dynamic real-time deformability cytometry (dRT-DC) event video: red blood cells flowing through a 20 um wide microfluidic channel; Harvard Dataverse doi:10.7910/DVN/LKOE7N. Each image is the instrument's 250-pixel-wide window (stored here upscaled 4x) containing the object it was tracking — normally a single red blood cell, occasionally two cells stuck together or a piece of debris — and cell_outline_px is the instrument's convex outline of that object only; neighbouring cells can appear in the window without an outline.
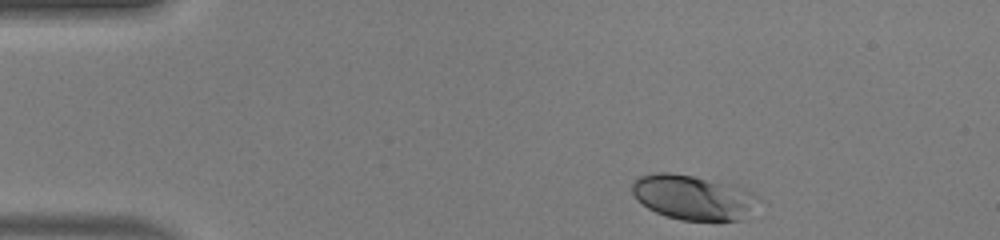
{"species": "human", "species_latin": "Homo sapiens", "temperature_condition": "warm", "stored_images_in_passage": 42, "camera_frame_rate_fps": 3000, "um_per_image_px": 0.085, "donor": {"sex": "male"}, "frame": {"image": 1, "passage_image": 1, "time_ms": 0.0, "image_size_px": [1000, 240], "cell_outline_px": [[756, 196], [740, 220], [716, 224], [680, 220], [664, 216], [648, 208], [636, 200], [632, 192], [632, 180], [640, 176], [656, 172], [668, 172], [692, 176], [740, 188], [752, 192]], "centroid_in_image_um": [58.77, 16.82], "position_along_channel_um": 26.2, "area_um2": 32.66}}
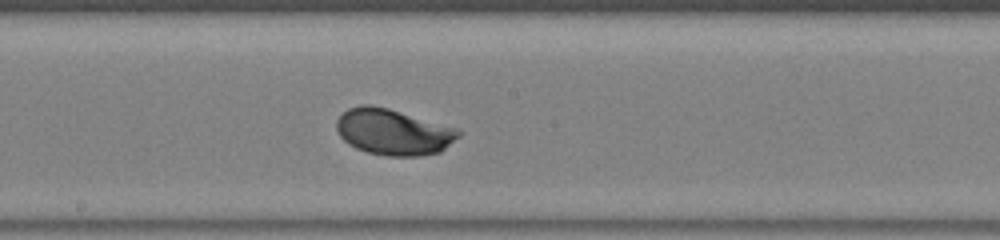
{"frame": {"image": 2, "passage_image": 20, "time_ms": 6.333, "image_size_px": [1000, 240], "cell_outline_px": [[464, 132], [460, 136], [440, 152], [420, 156], [388, 156], [368, 152], [356, 148], [348, 144], [340, 136], [336, 128], [336, 120], [348, 108], [360, 104], [372, 104], [388, 108], [456, 128]], "centroid_in_image_um": [33.42, 11.21], "position_along_channel_um": 214.8, "area_um2": 32.77}}
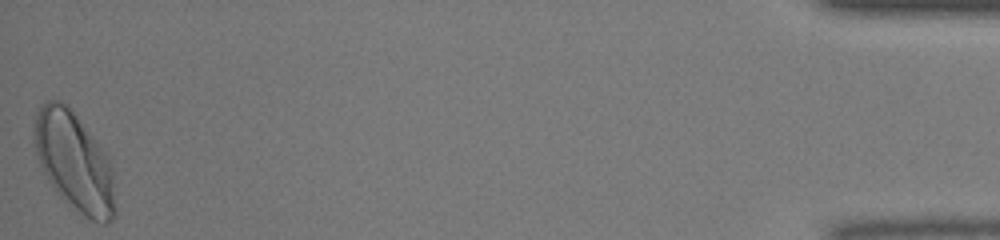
{"frame": {"image": 3, "passage_image": 42, "time_ms": 13.667, "image_size_px": [1000, 240], "cell_outline_px": [[116, 216], [108, 224], [96, 224], [84, 216], [68, 204], [56, 192], [48, 180], [36, 156], [32, 132], [36, 112], [48, 100], [60, 100], [68, 104], [108, 156], [112, 168], [116, 208]], "centroid_in_image_um": [6.32, 13.78], "position_along_channel_um": 428.9, "area_um2": 47.16}, "authors_computed_cell_mechanics": {"area_um2": 31.9345, "velocity_mm_per_s": 4.2092, "shape_relaxation_time_tau1_ms": 2.2847, "shape_relaxation_time_tau2_ms": null, "deformation_change_tau1": 0.1416, "deformation_change_tau2": null}}